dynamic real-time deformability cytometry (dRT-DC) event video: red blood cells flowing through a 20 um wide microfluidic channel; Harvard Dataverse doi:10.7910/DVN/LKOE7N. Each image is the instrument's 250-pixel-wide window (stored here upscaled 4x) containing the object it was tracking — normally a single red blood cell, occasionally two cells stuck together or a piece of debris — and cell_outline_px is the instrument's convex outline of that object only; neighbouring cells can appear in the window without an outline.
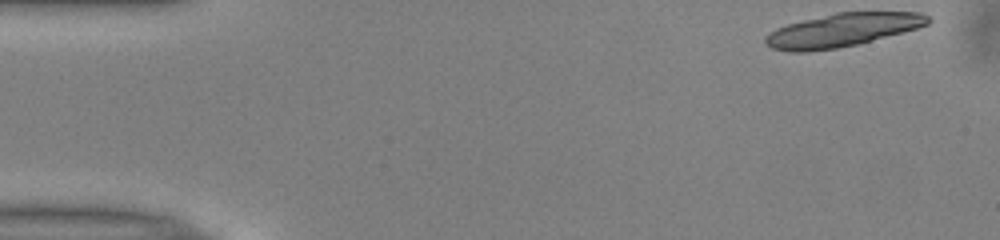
{"species": "common noctule bat (a hibernating species)", "species_latin": "Nyctalus noctula", "temperature_condition": "warm", "stored_images_in_passage": 14, "camera_frame_rate_fps": 3000, "um_per_image_px": 0.085, "animal": {"sex": "male", "body_mass_g": 13.0, "forearm_length_mm": 53.1}, "frame": {"image": 1, "passage_image": 1, "time_ms": 0.0, "image_size_px": [1000, 240], "cell_outline_px": [[932, 20], [928, 24], [916, 28], [856, 44], [836, 48], [804, 52], [788, 52], [772, 48], [764, 44], [764, 36], [776, 28], [788, 24], [836, 12], [920, 12], [928, 16]], "centroid_in_image_um": [71.55, 2.55], "position_along_channel_um": 13.5, "area_um2": 31.27}}